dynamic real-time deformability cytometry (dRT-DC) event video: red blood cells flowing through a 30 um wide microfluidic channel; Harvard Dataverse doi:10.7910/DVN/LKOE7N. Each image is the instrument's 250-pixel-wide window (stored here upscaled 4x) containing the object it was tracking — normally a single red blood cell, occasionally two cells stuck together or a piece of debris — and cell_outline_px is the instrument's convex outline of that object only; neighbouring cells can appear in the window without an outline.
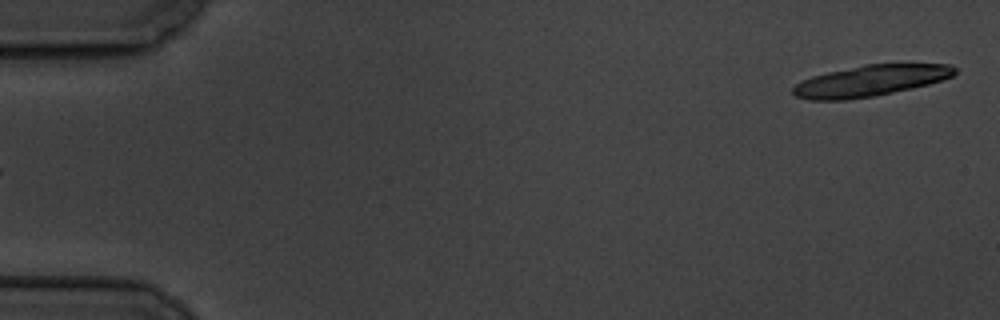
{"species": "common noctule bat (a hibernating species)", "species_latin": "Nyctalus noctula", "temperature_condition": "cold", "stored_images_in_passage": 3, "segment_of_instrument_passage": [2, 2], "camera_frame_rate_fps": 3000, "um_per_image_px": 0.085, "animal": {"sex": "male", "body_mass_g": 19.5, "forearm_length_mm": 54.6}, "frame": {"image": 1, "passage_image": 3, "time_ms": 3.333, "image_size_px": [1000, 320], "cell_outline_px": [[956, 72], [952, 76], [928, 84], [912, 88], [872, 96], [844, 100], [808, 100], [796, 96], [792, 92], [792, 88], [800, 80], [812, 76], [828, 72], [864, 64], [952, 64], [956, 68]], "centroid_in_image_um": [73.95, 6.86], "position_along_channel_um": 11.1, "area_um2": 29.13}}